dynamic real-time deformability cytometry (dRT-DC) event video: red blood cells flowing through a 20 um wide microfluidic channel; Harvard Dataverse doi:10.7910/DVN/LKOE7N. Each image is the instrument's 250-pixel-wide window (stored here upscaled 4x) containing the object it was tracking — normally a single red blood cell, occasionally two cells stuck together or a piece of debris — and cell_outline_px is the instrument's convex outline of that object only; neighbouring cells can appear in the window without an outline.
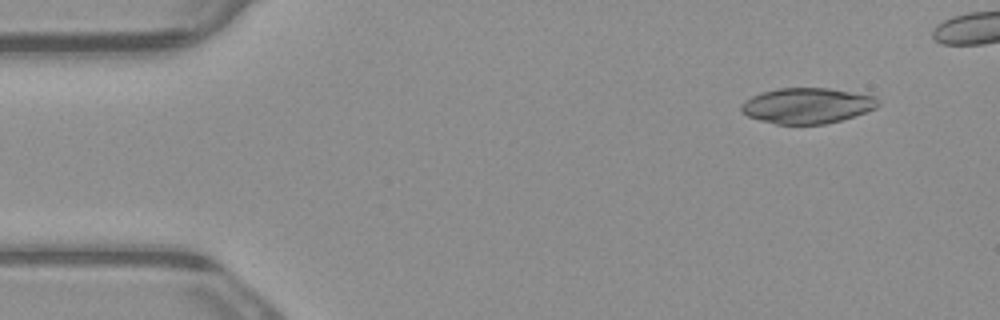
{"species": "common noctule bat (a hibernating species)", "species_latin": "Nyctalus noctula", "temperature_condition": "warm", "stored_images_in_passage": 3, "camera_frame_rate_fps": 3000, "um_per_image_px": 0.085, "animal": {"sex": "male", "body_mass_g": 23.1, "forearm_length_mm": 52.7}, "frame": {"image": 1, "passage_image": 1, "time_ms": 0.0, "image_size_px": [1000, 320], "cell_outline_px": [[880, 104], [876, 108], [840, 120], [824, 124], [776, 124], [760, 120], [748, 116], [740, 112], [740, 104], [744, 100], [752, 96], [776, 88], [828, 88], [876, 96], [880, 100]], "centroid_in_image_um": [68.59, 8.97], "position_along_channel_um": 16.4, "area_um2": 28.38}}